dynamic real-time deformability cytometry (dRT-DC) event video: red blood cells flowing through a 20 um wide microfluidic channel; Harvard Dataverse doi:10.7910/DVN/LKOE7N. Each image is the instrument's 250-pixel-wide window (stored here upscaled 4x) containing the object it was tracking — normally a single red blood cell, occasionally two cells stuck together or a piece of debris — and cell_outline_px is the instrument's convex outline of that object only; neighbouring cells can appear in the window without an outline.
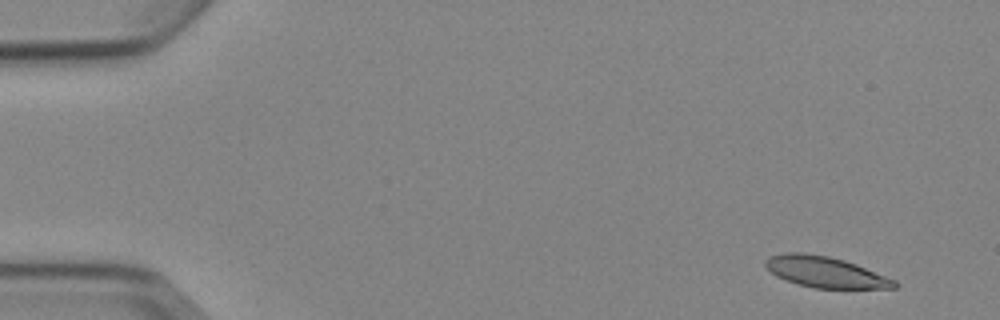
{"species": "Egyptian fruit bat (a non-hibernating species)", "species_latin": "Rousettus aegyptiacus", "temperature_condition": "cold", "stored_images_in_passage": 5, "camera_frame_rate_fps": 3000, "um_per_image_px": 0.085, "animal": {"sex": "female"}, "frame": {"image": 1, "passage_image": 1, "time_ms": 0.0, "image_size_px": [1000, 320], "cell_outline_px": [[900, 284], [896, 288], [812, 288], [796, 284], [776, 276], [764, 264], [764, 260], [768, 256], [788, 252], [804, 252], [828, 256], [844, 260], [856, 264], [896, 280]], "centroid_in_image_um": [70.14, 23.12], "position_along_channel_um": 14.9, "area_um2": 23.35}}
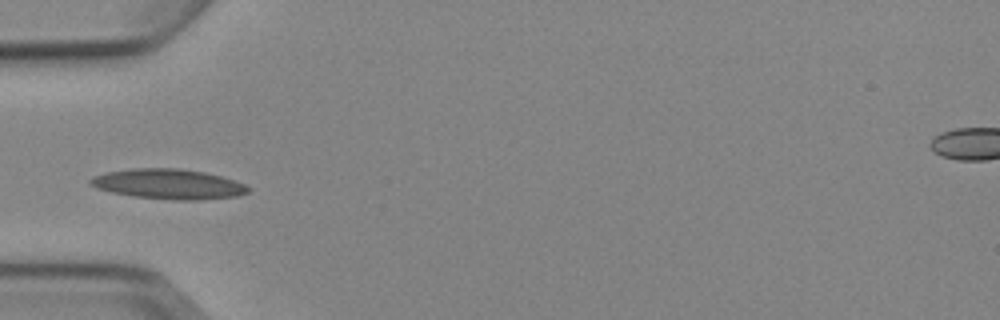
{"frame": {"image": 2, "passage_image": 5, "time_ms": 4.667, "image_size_px": [1000, 320], "cell_outline_px": [[252, 188], [248, 192], [236, 196], [200, 200], [176, 200], [132, 196], [112, 192], [96, 188], [88, 184], [88, 180], [92, 176], [104, 172], [132, 168], [180, 168], [204, 172], [220, 176], [244, 184]], "centroid_in_image_um": [14.27, 15.64], "position_along_channel_um": 70.7, "area_um2": 27.74}}